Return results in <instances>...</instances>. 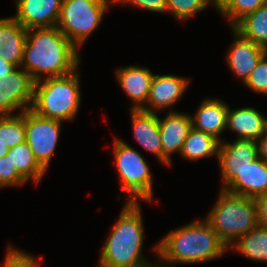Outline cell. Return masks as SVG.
<instances>
[{
	"mask_svg": "<svg viewBox=\"0 0 267 267\" xmlns=\"http://www.w3.org/2000/svg\"><path fill=\"white\" fill-rule=\"evenodd\" d=\"M80 61L79 50L56 26L27 29L21 68L35 82L70 74Z\"/></svg>",
	"mask_w": 267,
	"mask_h": 267,
	"instance_id": "1",
	"label": "cell"
},
{
	"mask_svg": "<svg viewBox=\"0 0 267 267\" xmlns=\"http://www.w3.org/2000/svg\"><path fill=\"white\" fill-rule=\"evenodd\" d=\"M152 249L160 267L212 261L229 250L205 219L172 229Z\"/></svg>",
	"mask_w": 267,
	"mask_h": 267,
	"instance_id": "2",
	"label": "cell"
},
{
	"mask_svg": "<svg viewBox=\"0 0 267 267\" xmlns=\"http://www.w3.org/2000/svg\"><path fill=\"white\" fill-rule=\"evenodd\" d=\"M104 241L99 267H153L143 252L144 225L139 202H126Z\"/></svg>",
	"mask_w": 267,
	"mask_h": 267,
	"instance_id": "3",
	"label": "cell"
},
{
	"mask_svg": "<svg viewBox=\"0 0 267 267\" xmlns=\"http://www.w3.org/2000/svg\"><path fill=\"white\" fill-rule=\"evenodd\" d=\"M79 67L70 74L47 77L34 84L31 110L58 121H74L81 103Z\"/></svg>",
	"mask_w": 267,
	"mask_h": 267,
	"instance_id": "4",
	"label": "cell"
},
{
	"mask_svg": "<svg viewBox=\"0 0 267 267\" xmlns=\"http://www.w3.org/2000/svg\"><path fill=\"white\" fill-rule=\"evenodd\" d=\"M205 220L229 248L239 237L258 226L254 199L234 195L222 189Z\"/></svg>",
	"mask_w": 267,
	"mask_h": 267,
	"instance_id": "5",
	"label": "cell"
},
{
	"mask_svg": "<svg viewBox=\"0 0 267 267\" xmlns=\"http://www.w3.org/2000/svg\"><path fill=\"white\" fill-rule=\"evenodd\" d=\"M114 141V166L121 190L129 195L126 202H152L153 176L145 158L122 139L114 137Z\"/></svg>",
	"mask_w": 267,
	"mask_h": 267,
	"instance_id": "6",
	"label": "cell"
},
{
	"mask_svg": "<svg viewBox=\"0 0 267 267\" xmlns=\"http://www.w3.org/2000/svg\"><path fill=\"white\" fill-rule=\"evenodd\" d=\"M112 5L114 0H63L56 27L79 50Z\"/></svg>",
	"mask_w": 267,
	"mask_h": 267,
	"instance_id": "7",
	"label": "cell"
},
{
	"mask_svg": "<svg viewBox=\"0 0 267 267\" xmlns=\"http://www.w3.org/2000/svg\"><path fill=\"white\" fill-rule=\"evenodd\" d=\"M62 121L44 118L31 109L25 110L26 142L31 148L34 158L47 171L54 151L56 150Z\"/></svg>",
	"mask_w": 267,
	"mask_h": 267,
	"instance_id": "8",
	"label": "cell"
},
{
	"mask_svg": "<svg viewBox=\"0 0 267 267\" xmlns=\"http://www.w3.org/2000/svg\"><path fill=\"white\" fill-rule=\"evenodd\" d=\"M35 81L21 67L8 75L0 76V116L22 113L31 109Z\"/></svg>",
	"mask_w": 267,
	"mask_h": 267,
	"instance_id": "9",
	"label": "cell"
},
{
	"mask_svg": "<svg viewBox=\"0 0 267 267\" xmlns=\"http://www.w3.org/2000/svg\"><path fill=\"white\" fill-rule=\"evenodd\" d=\"M258 155L257 141L236 139L220 142L218 161L221 170L222 188L224 189L245 167L256 160Z\"/></svg>",
	"mask_w": 267,
	"mask_h": 267,
	"instance_id": "10",
	"label": "cell"
},
{
	"mask_svg": "<svg viewBox=\"0 0 267 267\" xmlns=\"http://www.w3.org/2000/svg\"><path fill=\"white\" fill-rule=\"evenodd\" d=\"M190 79L176 75L155 74L151 81L146 104L140 109L149 113L168 111L187 91Z\"/></svg>",
	"mask_w": 267,
	"mask_h": 267,
	"instance_id": "11",
	"label": "cell"
},
{
	"mask_svg": "<svg viewBox=\"0 0 267 267\" xmlns=\"http://www.w3.org/2000/svg\"><path fill=\"white\" fill-rule=\"evenodd\" d=\"M158 124L163 148V165L171 167L172 155L181 152L192 128L191 116L171 109L164 118L158 116Z\"/></svg>",
	"mask_w": 267,
	"mask_h": 267,
	"instance_id": "12",
	"label": "cell"
},
{
	"mask_svg": "<svg viewBox=\"0 0 267 267\" xmlns=\"http://www.w3.org/2000/svg\"><path fill=\"white\" fill-rule=\"evenodd\" d=\"M234 40L226 54V64L241 82H245L265 55L264 47L243 37L233 27L230 28Z\"/></svg>",
	"mask_w": 267,
	"mask_h": 267,
	"instance_id": "13",
	"label": "cell"
},
{
	"mask_svg": "<svg viewBox=\"0 0 267 267\" xmlns=\"http://www.w3.org/2000/svg\"><path fill=\"white\" fill-rule=\"evenodd\" d=\"M63 0H15L13 16L24 28L55 27Z\"/></svg>",
	"mask_w": 267,
	"mask_h": 267,
	"instance_id": "14",
	"label": "cell"
},
{
	"mask_svg": "<svg viewBox=\"0 0 267 267\" xmlns=\"http://www.w3.org/2000/svg\"><path fill=\"white\" fill-rule=\"evenodd\" d=\"M116 81L124 94L132 101L130 109L139 110L147 102L152 78L155 74L149 68L129 65L116 70Z\"/></svg>",
	"mask_w": 267,
	"mask_h": 267,
	"instance_id": "15",
	"label": "cell"
},
{
	"mask_svg": "<svg viewBox=\"0 0 267 267\" xmlns=\"http://www.w3.org/2000/svg\"><path fill=\"white\" fill-rule=\"evenodd\" d=\"M223 190L252 199L267 193V162L258 157L240 171Z\"/></svg>",
	"mask_w": 267,
	"mask_h": 267,
	"instance_id": "16",
	"label": "cell"
},
{
	"mask_svg": "<svg viewBox=\"0 0 267 267\" xmlns=\"http://www.w3.org/2000/svg\"><path fill=\"white\" fill-rule=\"evenodd\" d=\"M238 136L236 139L258 141L267 131V117L253 107H242L227 111L226 130Z\"/></svg>",
	"mask_w": 267,
	"mask_h": 267,
	"instance_id": "17",
	"label": "cell"
},
{
	"mask_svg": "<svg viewBox=\"0 0 267 267\" xmlns=\"http://www.w3.org/2000/svg\"><path fill=\"white\" fill-rule=\"evenodd\" d=\"M229 104L218 98H205L191 115L192 127L208 133L220 142L221 134L226 130Z\"/></svg>",
	"mask_w": 267,
	"mask_h": 267,
	"instance_id": "18",
	"label": "cell"
},
{
	"mask_svg": "<svg viewBox=\"0 0 267 267\" xmlns=\"http://www.w3.org/2000/svg\"><path fill=\"white\" fill-rule=\"evenodd\" d=\"M131 111V122L133 137L136 142L157 157L159 163L163 164V148L159 133L157 113H149L142 110Z\"/></svg>",
	"mask_w": 267,
	"mask_h": 267,
	"instance_id": "19",
	"label": "cell"
},
{
	"mask_svg": "<svg viewBox=\"0 0 267 267\" xmlns=\"http://www.w3.org/2000/svg\"><path fill=\"white\" fill-rule=\"evenodd\" d=\"M27 29L13 16L0 19V58L21 67Z\"/></svg>",
	"mask_w": 267,
	"mask_h": 267,
	"instance_id": "20",
	"label": "cell"
},
{
	"mask_svg": "<svg viewBox=\"0 0 267 267\" xmlns=\"http://www.w3.org/2000/svg\"><path fill=\"white\" fill-rule=\"evenodd\" d=\"M219 145L220 141L214 136L192 127L179 155L192 162L213 156L218 158Z\"/></svg>",
	"mask_w": 267,
	"mask_h": 267,
	"instance_id": "21",
	"label": "cell"
},
{
	"mask_svg": "<svg viewBox=\"0 0 267 267\" xmlns=\"http://www.w3.org/2000/svg\"><path fill=\"white\" fill-rule=\"evenodd\" d=\"M6 157L10 158L17 173L26 182L31 180L37 185L42 180L46 171L36 161L26 141L9 148Z\"/></svg>",
	"mask_w": 267,
	"mask_h": 267,
	"instance_id": "22",
	"label": "cell"
},
{
	"mask_svg": "<svg viewBox=\"0 0 267 267\" xmlns=\"http://www.w3.org/2000/svg\"><path fill=\"white\" fill-rule=\"evenodd\" d=\"M236 250L247 259L256 262H267V227L257 226L242 237H239L229 248Z\"/></svg>",
	"mask_w": 267,
	"mask_h": 267,
	"instance_id": "23",
	"label": "cell"
},
{
	"mask_svg": "<svg viewBox=\"0 0 267 267\" xmlns=\"http://www.w3.org/2000/svg\"><path fill=\"white\" fill-rule=\"evenodd\" d=\"M233 28L243 37L265 47L267 45V2L242 18Z\"/></svg>",
	"mask_w": 267,
	"mask_h": 267,
	"instance_id": "24",
	"label": "cell"
},
{
	"mask_svg": "<svg viewBox=\"0 0 267 267\" xmlns=\"http://www.w3.org/2000/svg\"><path fill=\"white\" fill-rule=\"evenodd\" d=\"M0 141L9 148L26 141L25 111L0 116Z\"/></svg>",
	"mask_w": 267,
	"mask_h": 267,
	"instance_id": "25",
	"label": "cell"
},
{
	"mask_svg": "<svg viewBox=\"0 0 267 267\" xmlns=\"http://www.w3.org/2000/svg\"><path fill=\"white\" fill-rule=\"evenodd\" d=\"M267 0H228L218 12L228 20L230 28L234 27L246 15L253 13Z\"/></svg>",
	"mask_w": 267,
	"mask_h": 267,
	"instance_id": "26",
	"label": "cell"
},
{
	"mask_svg": "<svg viewBox=\"0 0 267 267\" xmlns=\"http://www.w3.org/2000/svg\"><path fill=\"white\" fill-rule=\"evenodd\" d=\"M166 12L172 13L176 20L186 22L189 18L211 6L209 0H166Z\"/></svg>",
	"mask_w": 267,
	"mask_h": 267,
	"instance_id": "27",
	"label": "cell"
},
{
	"mask_svg": "<svg viewBox=\"0 0 267 267\" xmlns=\"http://www.w3.org/2000/svg\"><path fill=\"white\" fill-rule=\"evenodd\" d=\"M37 260L32 254L18 250L9 244L1 267H42L40 261Z\"/></svg>",
	"mask_w": 267,
	"mask_h": 267,
	"instance_id": "28",
	"label": "cell"
},
{
	"mask_svg": "<svg viewBox=\"0 0 267 267\" xmlns=\"http://www.w3.org/2000/svg\"><path fill=\"white\" fill-rule=\"evenodd\" d=\"M253 92L267 96V56L264 55L244 84Z\"/></svg>",
	"mask_w": 267,
	"mask_h": 267,
	"instance_id": "29",
	"label": "cell"
},
{
	"mask_svg": "<svg viewBox=\"0 0 267 267\" xmlns=\"http://www.w3.org/2000/svg\"><path fill=\"white\" fill-rule=\"evenodd\" d=\"M27 182L17 173L9 157L0 158V188L23 186Z\"/></svg>",
	"mask_w": 267,
	"mask_h": 267,
	"instance_id": "30",
	"label": "cell"
},
{
	"mask_svg": "<svg viewBox=\"0 0 267 267\" xmlns=\"http://www.w3.org/2000/svg\"><path fill=\"white\" fill-rule=\"evenodd\" d=\"M132 5L140 9L148 10L154 13H164L167 8L166 0H114V5Z\"/></svg>",
	"mask_w": 267,
	"mask_h": 267,
	"instance_id": "31",
	"label": "cell"
},
{
	"mask_svg": "<svg viewBox=\"0 0 267 267\" xmlns=\"http://www.w3.org/2000/svg\"><path fill=\"white\" fill-rule=\"evenodd\" d=\"M257 207L258 225L267 227V193L254 199Z\"/></svg>",
	"mask_w": 267,
	"mask_h": 267,
	"instance_id": "32",
	"label": "cell"
},
{
	"mask_svg": "<svg viewBox=\"0 0 267 267\" xmlns=\"http://www.w3.org/2000/svg\"><path fill=\"white\" fill-rule=\"evenodd\" d=\"M258 155L265 162H267V131L266 133L257 141Z\"/></svg>",
	"mask_w": 267,
	"mask_h": 267,
	"instance_id": "33",
	"label": "cell"
},
{
	"mask_svg": "<svg viewBox=\"0 0 267 267\" xmlns=\"http://www.w3.org/2000/svg\"><path fill=\"white\" fill-rule=\"evenodd\" d=\"M16 68L17 67L13 65L12 63L0 58V76L8 75Z\"/></svg>",
	"mask_w": 267,
	"mask_h": 267,
	"instance_id": "34",
	"label": "cell"
},
{
	"mask_svg": "<svg viewBox=\"0 0 267 267\" xmlns=\"http://www.w3.org/2000/svg\"><path fill=\"white\" fill-rule=\"evenodd\" d=\"M228 0H209L210 4L218 11Z\"/></svg>",
	"mask_w": 267,
	"mask_h": 267,
	"instance_id": "35",
	"label": "cell"
},
{
	"mask_svg": "<svg viewBox=\"0 0 267 267\" xmlns=\"http://www.w3.org/2000/svg\"><path fill=\"white\" fill-rule=\"evenodd\" d=\"M9 147L0 141V158L7 155Z\"/></svg>",
	"mask_w": 267,
	"mask_h": 267,
	"instance_id": "36",
	"label": "cell"
},
{
	"mask_svg": "<svg viewBox=\"0 0 267 267\" xmlns=\"http://www.w3.org/2000/svg\"><path fill=\"white\" fill-rule=\"evenodd\" d=\"M264 53L267 56V45L264 47Z\"/></svg>",
	"mask_w": 267,
	"mask_h": 267,
	"instance_id": "37",
	"label": "cell"
}]
</instances>
